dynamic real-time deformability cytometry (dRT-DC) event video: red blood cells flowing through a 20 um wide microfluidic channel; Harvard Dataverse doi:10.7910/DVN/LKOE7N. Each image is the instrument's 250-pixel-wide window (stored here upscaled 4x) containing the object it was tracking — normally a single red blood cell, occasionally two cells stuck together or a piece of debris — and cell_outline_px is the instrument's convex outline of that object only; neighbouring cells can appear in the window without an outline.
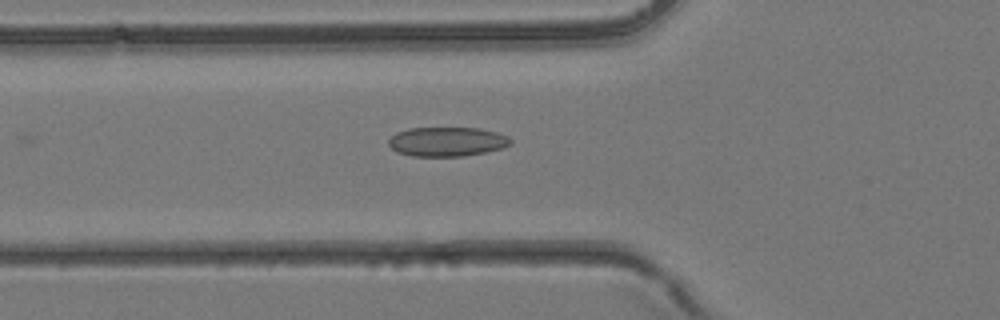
{"species": "common noctule bat (a hibernating species)", "species_latin": "Nyctalus noctula", "temperature_condition": "room temperature", "stored_images_in_passage": 3, "camera_frame_rate_fps": 3000, "um_per_image_px": 0.085, "animal": {"sex": "female", "body_mass_g": 24.6, "forearm_length_mm": 56.2}, "frame": {"image": 1, "passage_image": 3, "time_ms": 0.667, "image_size_px": [1000, 320], "cell_outline_px": [[512, 144], [504, 148], [464, 156], [412, 156], [396, 152], [388, 144], [388, 140], [396, 132], [408, 128], [480, 128], [496, 132], [508, 136], [512, 140]], "centroid_in_image_um": [38.0, 12.04], "position_along_channel_um": 87.8, "area_um2": 20.98}}